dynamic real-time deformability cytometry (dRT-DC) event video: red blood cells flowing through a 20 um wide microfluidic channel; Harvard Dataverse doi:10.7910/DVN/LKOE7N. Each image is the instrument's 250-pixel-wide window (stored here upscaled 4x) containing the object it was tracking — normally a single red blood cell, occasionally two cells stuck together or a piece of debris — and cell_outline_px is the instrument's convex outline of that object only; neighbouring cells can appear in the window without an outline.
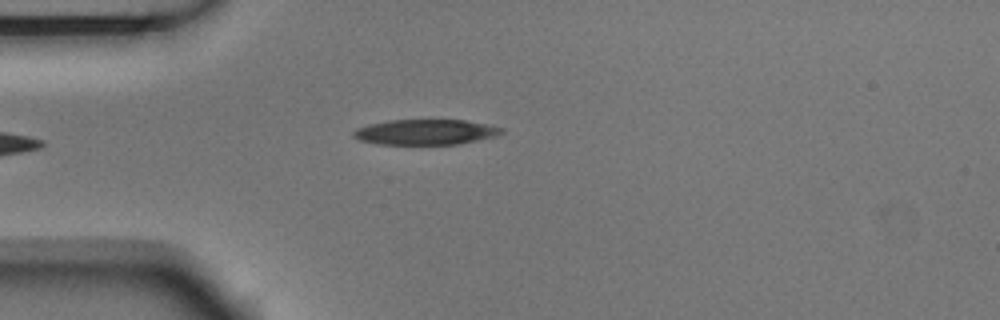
{"species": "Egyptian fruit bat (a non-hibernating species)", "species_latin": "Rousettus aegyptiacus", "temperature_condition": "room temperature", "stored_images_in_passage": 4, "camera_frame_rate_fps": 3000, "um_per_image_px": 0.085, "animal": {"sex": "male"}, "frame": {"image": 1, "passage_image": 4, "time_ms": 1.0, "image_size_px": [1000, 320], "cell_outline_px": [[504, 132], [496, 136], [460, 144], [376, 144], [360, 140], [352, 136], [352, 132], [356, 128], [368, 124], [388, 120], [464, 120], [488, 124], [504, 128]], "centroid_in_image_um": [36.17, 11.22], "position_along_channel_um": 48.8, "area_um2": 22.02}}